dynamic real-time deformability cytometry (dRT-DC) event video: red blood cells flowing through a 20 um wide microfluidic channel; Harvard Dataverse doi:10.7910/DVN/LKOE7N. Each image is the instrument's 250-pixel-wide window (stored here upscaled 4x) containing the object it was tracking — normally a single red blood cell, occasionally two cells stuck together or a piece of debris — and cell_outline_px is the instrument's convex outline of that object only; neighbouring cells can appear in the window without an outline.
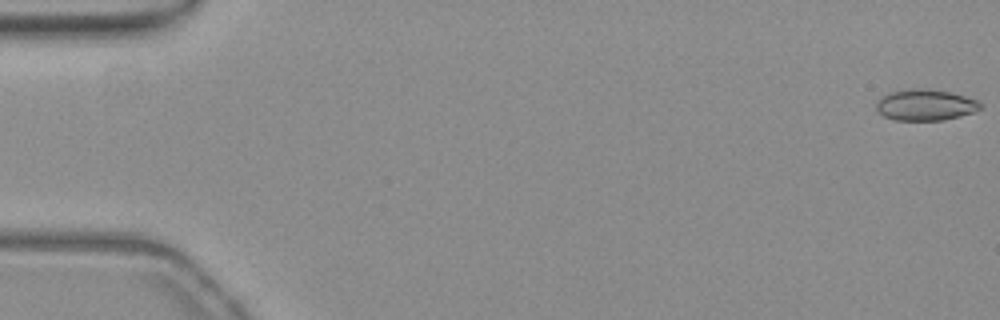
{"species": "common noctule bat (a hibernating species)", "species_latin": "Nyctalus noctula", "temperature_condition": "warm", "stored_images_in_passage": 11, "camera_frame_rate_fps": 3000, "um_per_image_px": 0.085, "animal": {"sex": "female", "body_mass_g": 19.3, "forearm_length_mm": 54.1}, "frame": {"image": 1, "passage_image": 1, "time_ms": 0.0, "image_size_px": [1000, 320], "cell_outline_px": [[984, 104], [980, 108], [972, 112], [960, 116], [944, 120], [892, 120], [884, 116], [876, 108], [876, 100], [880, 96], [892, 92], [912, 88], [928, 88], [948, 92], [964, 96], [976, 100]], "centroid_in_image_um": [78.63, 8.92], "position_along_channel_um": 6.4, "area_um2": 18.9}}